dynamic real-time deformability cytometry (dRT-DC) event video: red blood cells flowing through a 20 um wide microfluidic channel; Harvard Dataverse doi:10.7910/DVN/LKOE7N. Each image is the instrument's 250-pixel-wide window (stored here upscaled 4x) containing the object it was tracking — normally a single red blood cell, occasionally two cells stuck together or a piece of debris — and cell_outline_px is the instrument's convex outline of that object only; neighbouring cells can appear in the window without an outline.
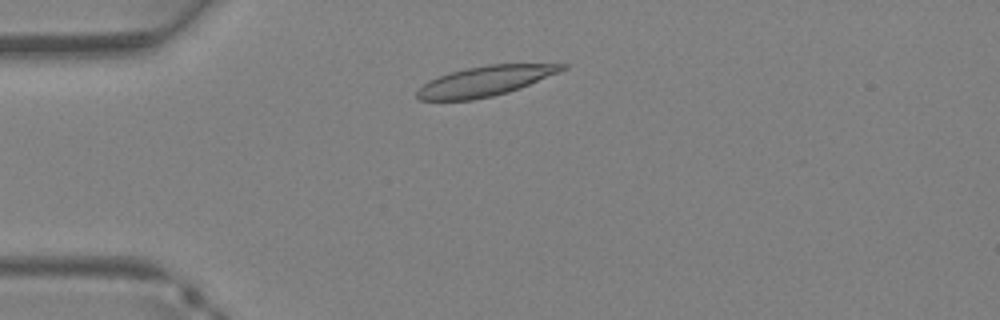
{"species": "Egyptian fruit bat (a non-hibernating species)", "species_latin": "Rousettus aegyptiacus", "temperature_condition": "warm", "stored_images_in_passage": 33, "camera_frame_rate_fps": 3000, "um_per_image_px": 0.085, "animal": {"sex": "female"}, "frame": {"image": 1, "passage_image": 5, "time_ms": 1.333, "image_size_px": [1000, 320], "cell_outline_px": [[568, 68], [560, 72], [520, 88], [508, 92], [492, 96], [472, 100], [420, 100], [416, 96], [416, 92], [428, 80], [464, 68], [488, 64], [568, 64]], "centroid_in_image_um": [41.26, 6.89], "position_along_channel_um": 43.7, "area_um2": 25.26}}
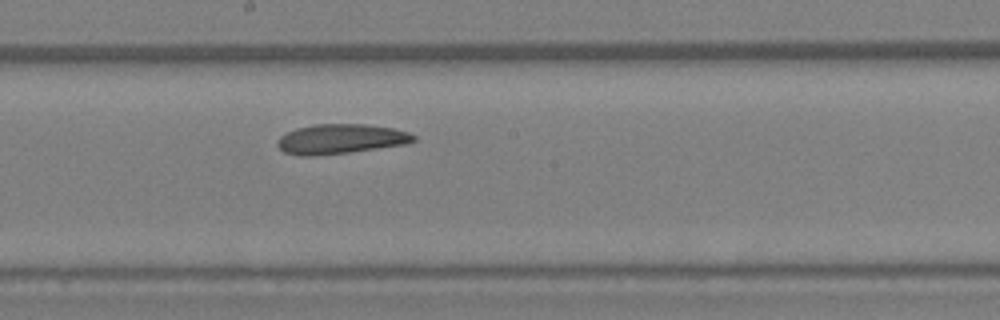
{"frame": {"image": 2, "passage_image": 16, "time_ms": 5.0, "image_size_px": [1000, 320], "cell_outline_px": [[416, 140], [408, 144], [348, 152], [316, 156], [300, 156], [284, 152], [276, 144], [276, 140], [280, 136], [296, 128], [316, 124], [364, 124], [392, 128], [408, 132], [416, 136]], "centroid_in_image_um": [28.94, 11.82], "position_along_channel_um": 219.3, "area_um2": 23.64}}
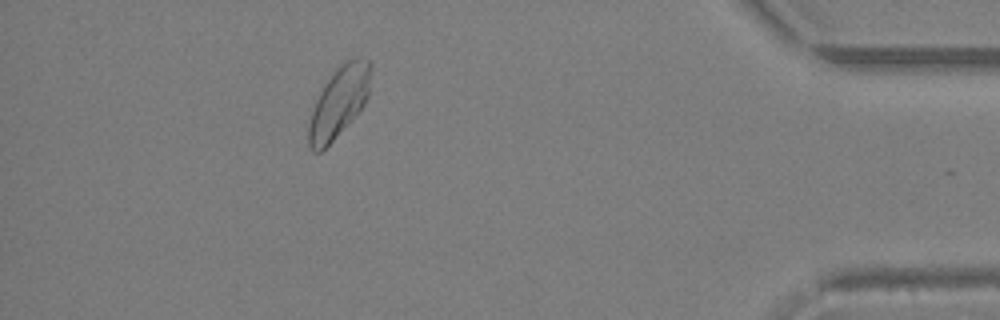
{"frame": {"image": 3, "passage_image": 29, "time_ms": 9.333, "image_size_px": [1000, 320], "cell_outline_px": [[372, 64], [368, 96], [364, 104], [332, 140], [320, 152], [312, 152], [308, 148], [308, 124], [316, 100], [324, 84], [336, 68], [344, 60], [356, 56], [368, 60]], "centroid_in_image_um": [28.8, 8.62], "position_along_channel_um": 406.4, "area_um2": 25.26}}